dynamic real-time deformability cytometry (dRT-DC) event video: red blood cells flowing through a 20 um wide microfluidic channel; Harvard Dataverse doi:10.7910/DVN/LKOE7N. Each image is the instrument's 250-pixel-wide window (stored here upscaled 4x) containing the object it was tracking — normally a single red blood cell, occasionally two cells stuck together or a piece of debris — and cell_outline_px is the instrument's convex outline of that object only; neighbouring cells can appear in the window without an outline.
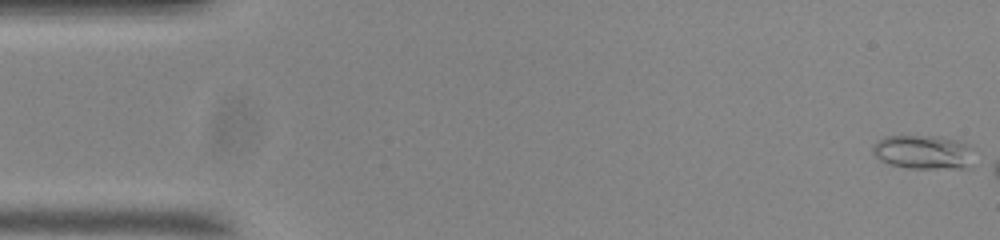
{"species": "common noctule bat (a hibernating species)", "species_latin": "Nyctalus noctula", "temperature_condition": "room temperature", "stored_images_in_passage": 6, "camera_frame_rate_fps": 3000, "um_per_image_px": 0.085, "animal": {"sex": "male", "body_mass_g": 20.0, "forearm_length_mm": 53.3}, "frame": {"image": 1, "passage_image": 1, "time_ms": 0.0, "image_size_px": [1000, 240], "cell_outline_px": [[972, 168], [908, 168], [888, 164], [880, 160], [872, 152], [872, 148], [884, 136], [940, 136], [956, 140], [968, 144], [972, 148]], "centroid_in_image_um": [78.52, 12.94], "position_along_channel_um": 6.5, "area_um2": 20.23}}